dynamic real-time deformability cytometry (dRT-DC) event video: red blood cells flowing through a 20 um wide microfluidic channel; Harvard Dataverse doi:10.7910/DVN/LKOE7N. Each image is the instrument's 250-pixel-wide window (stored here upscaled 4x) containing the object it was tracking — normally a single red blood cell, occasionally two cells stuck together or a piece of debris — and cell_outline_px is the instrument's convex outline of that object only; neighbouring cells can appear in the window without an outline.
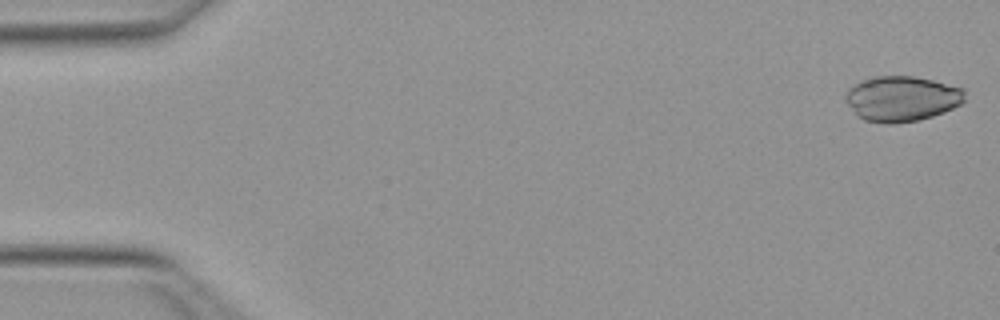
{"species": "Egyptian fruit bat (a non-hibernating species)", "species_latin": "Rousettus aegyptiacus", "temperature_condition": "warm", "stored_images_in_passage": 50, "camera_frame_rate_fps": 3000, "um_per_image_px": 0.085, "animal": {"sex": "female"}, "frame": {"image": 1, "passage_image": 1, "time_ms": 0.0, "image_size_px": [1000, 320], "cell_outline_px": [[964, 100], [960, 104], [944, 112], [920, 120], [896, 124], [884, 124], [864, 120], [856, 116], [844, 100], [844, 96], [848, 88], [860, 80], [872, 76], [912, 76], [932, 80], [964, 88]], "centroid_in_image_um": [76.59, 8.39], "position_along_channel_um": 8.4, "area_um2": 31.91}}
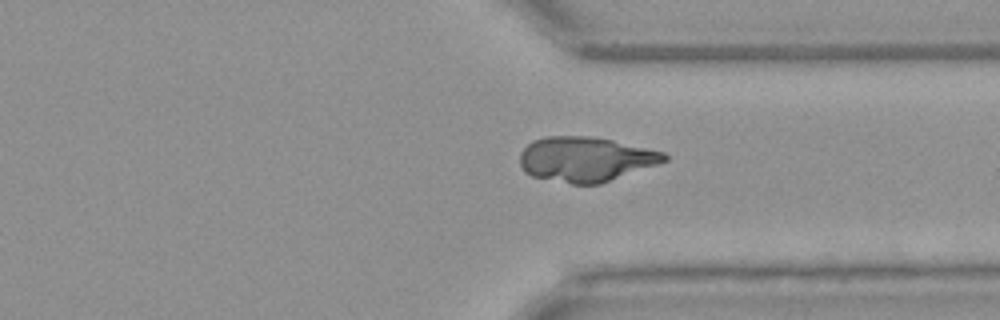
{"frame": {"image": 2, "passage_image": 38, "time_ms": 12.333, "image_size_px": [1000, 320], "cell_outline_px": [[668, 160], [600, 184], [572, 184], [532, 176], [524, 172], [520, 164], [520, 152], [532, 140], [544, 136], [592, 136], [612, 140], [664, 152], [668, 156]], "centroid_in_image_um": [49.74, 13.52], "position_along_channel_um": 361.7, "area_um2": 37.63}}
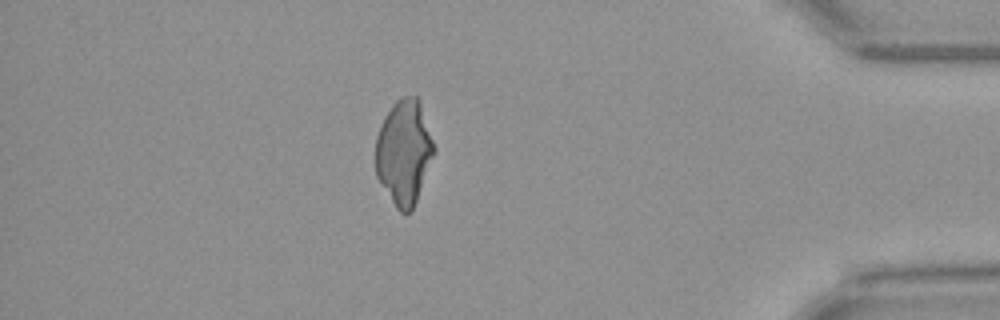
{"frame": {"image": 3, "passage_image": 44, "time_ms": 14.333, "image_size_px": [1000, 320], "cell_outline_px": [[436, 148], [412, 212], [400, 212], [396, 208], [376, 176], [376, 136], [384, 116], [392, 104], [400, 96], [416, 96], [420, 100]], "centroid_in_image_um": [34.34, 12.91], "position_along_channel_um": 400.9, "area_um2": 35.72}}